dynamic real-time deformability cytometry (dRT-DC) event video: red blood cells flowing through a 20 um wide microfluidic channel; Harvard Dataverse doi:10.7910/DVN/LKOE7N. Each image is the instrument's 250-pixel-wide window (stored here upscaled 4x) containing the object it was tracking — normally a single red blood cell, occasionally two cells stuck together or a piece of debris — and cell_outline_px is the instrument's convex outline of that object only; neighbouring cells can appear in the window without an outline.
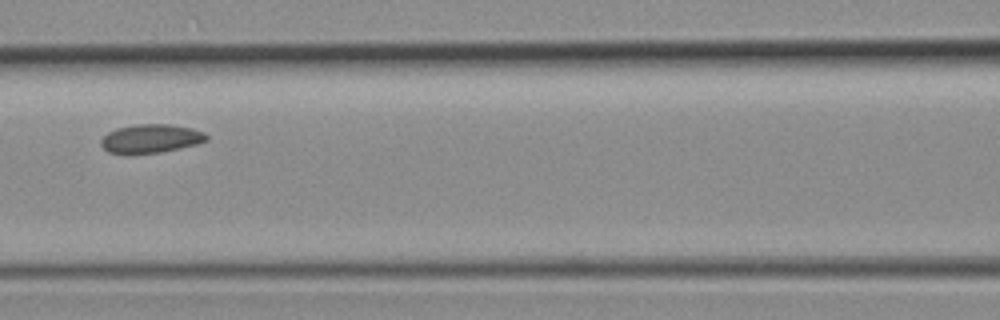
{"species": "common noctule bat (a hibernating species)", "species_latin": "Nyctalus noctula", "temperature_condition": "room temperature", "stored_images_in_passage": 3, "camera_frame_rate_fps": 3000, "um_per_image_px": 0.085, "animal": {"sex": "female", "body_mass_g": 19.3, "forearm_length_mm": 54.1}, "frame": {"image": 1, "passage_image": 3, "time_ms": 0.667, "image_size_px": [1000, 320], "cell_outline_px": [[208, 140], [196, 144], [180, 148], [160, 152], [108, 152], [100, 144], [100, 140], [108, 132], [116, 128], [136, 124], [168, 124], [192, 128], [204, 132], [208, 136]], "centroid_in_image_um": [12.84, 11.75], "position_along_channel_um": 153.8, "area_um2": 17.28}}